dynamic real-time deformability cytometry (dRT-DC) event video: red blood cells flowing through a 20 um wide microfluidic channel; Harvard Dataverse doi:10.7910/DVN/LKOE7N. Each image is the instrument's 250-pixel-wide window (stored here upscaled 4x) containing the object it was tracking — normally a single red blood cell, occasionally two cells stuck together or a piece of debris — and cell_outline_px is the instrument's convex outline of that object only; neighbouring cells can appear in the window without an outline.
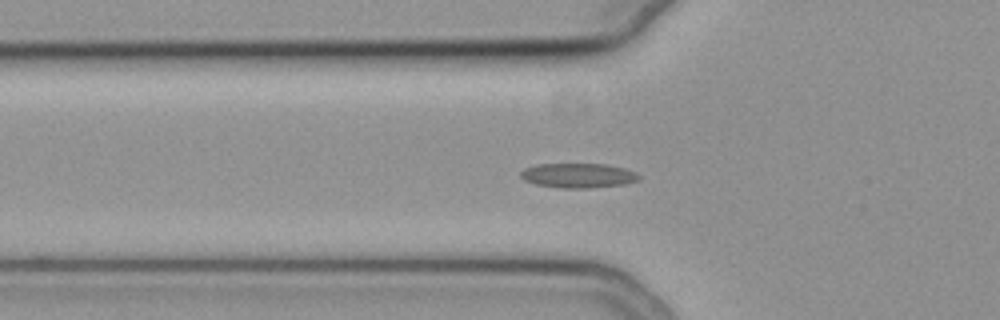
{"species": "common noctule bat (a hibernating species)", "species_latin": "Nyctalus noctula", "temperature_condition": "cold", "stored_images_in_passage": 45, "camera_frame_rate_fps": 3000, "um_per_image_px": 0.085, "animal": {"sex": "female", "body_mass_g": 19.3, "forearm_length_mm": 54.1}, "frame": {"image": 1, "passage_image": 8, "time_ms": 2.333, "image_size_px": [1000, 320], "cell_outline_px": [[640, 180], [624, 184], [588, 188], [560, 188], [536, 184], [524, 180], [520, 176], [520, 172], [524, 168], [536, 164], [608, 164], [624, 168], [636, 172], [640, 176]], "centroid_in_image_um": [49.15, 14.91], "position_along_channel_um": 76.7, "area_um2": 17.05}}
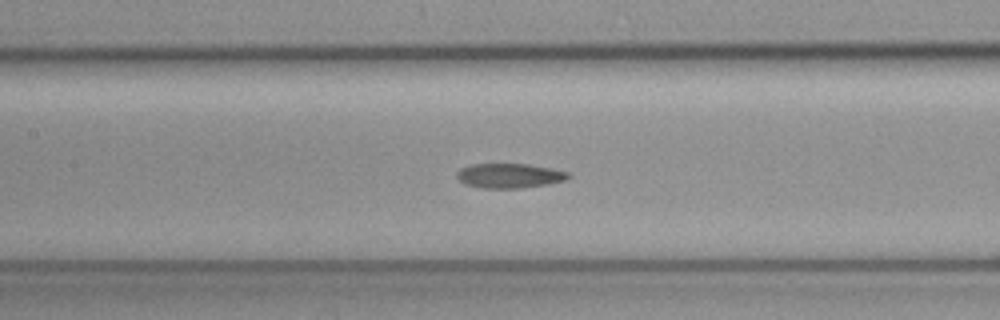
{"frame": {"image": 2, "passage_image": 15, "time_ms": 4.667, "image_size_px": [1000, 320], "cell_outline_px": [[572, 176], [568, 180], [548, 184], [520, 188], [484, 188], [464, 184], [456, 176], [456, 172], [460, 168], [472, 164], [528, 164], [552, 168], [568, 172]], "centroid_in_image_um": [43.33, 14.93], "position_along_channel_um": 164.1, "area_um2": 16.13}}
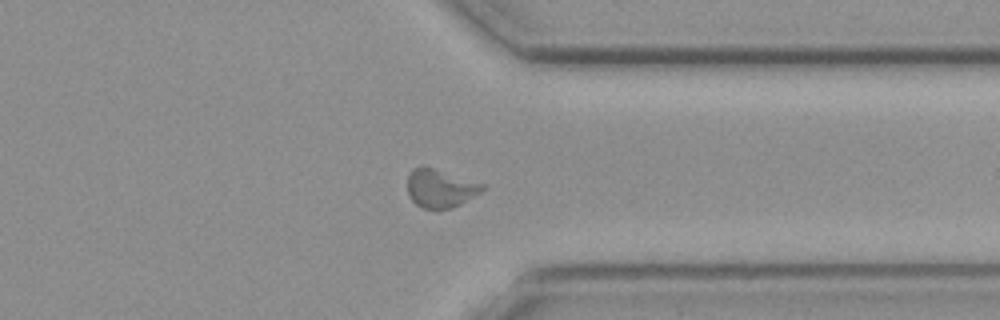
{"frame": {"image": 3, "passage_image": 32, "time_ms": 10.333, "image_size_px": [1000, 320], "cell_outline_px": [[488, 188], [460, 204], [452, 208], [436, 212], [420, 208], [408, 196], [408, 176], [412, 168], [420, 164], [424, 164], [488, 184]], "centroid_in_image_um": [37.45, 16.0], "position_along_channel_um": 373.9, "area_um2": 17.86}, "authors_computed_cell_mechanics": {"area_um2": 16.1262, "velocity_mm_per_s": 3.7329, "shape_relaxation_time_tau1_ms": null, "shape_relaxation_time_tau2_ms": 7.4752, "deformation_change_tau1": null, "deformation_change_tau2": 0.1192}}